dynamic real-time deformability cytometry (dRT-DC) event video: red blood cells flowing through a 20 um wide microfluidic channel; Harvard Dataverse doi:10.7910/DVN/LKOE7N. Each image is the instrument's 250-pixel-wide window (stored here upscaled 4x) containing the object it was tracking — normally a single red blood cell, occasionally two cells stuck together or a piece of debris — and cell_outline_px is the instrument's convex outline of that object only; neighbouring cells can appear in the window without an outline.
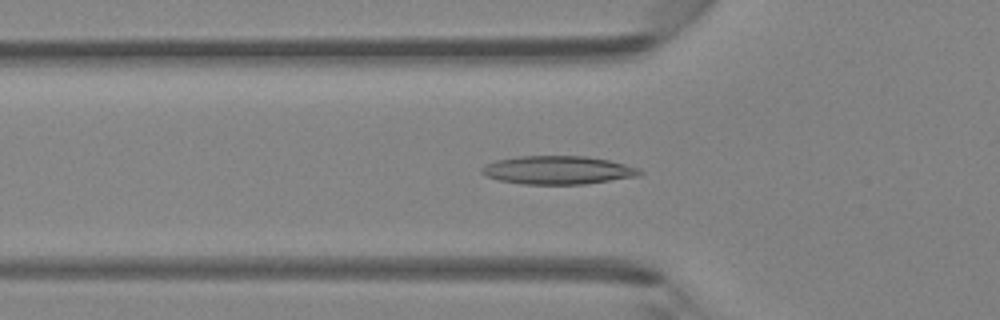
{"species": "Egyptian fruit bat (a non-hibernating species)", "species_latin": "Rousettus aegyptiacus", "temperature_condition": "room temperature", "stored_images_in_passage": 45, "camera_frame_rate_fps": 3000, "um_per_image_px": 0.085, "animal": {"sex": "female"}, "frame": {"image": 1, "passage_image": 15, "time_ms": 4.667, "image_size_px": [1000, 320], "cell_outline_px": [[644, 172], [640, 176], [584, 184], [524, 184], [500, 180], [484, 176], [480, 172], [480, 168], [496, 160], [520, 156], [584, 156], [608, 160], [640, 168]], "centroid_in_image_um": [47.43, 14.46], "position_along_channel_um": 78.4, "area_um2": 26.07}}
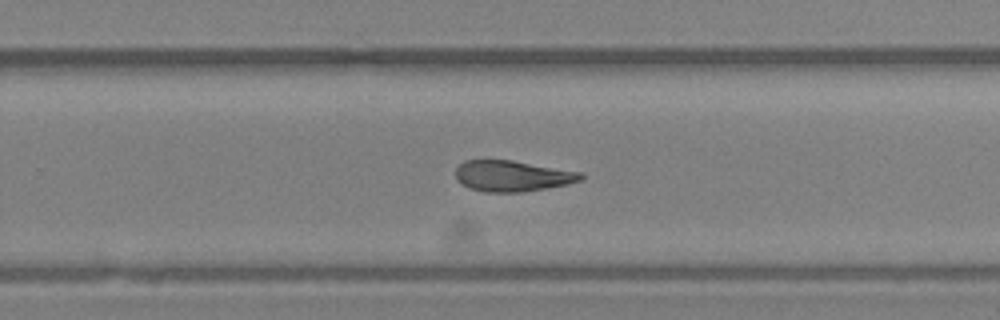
{"frame": {"image": 2, "passage_image": 29, "time_ms": 9.333, "image_size_px": [1000, 320], "cell_outline_px": [[584, 180], [568, 184], [524, 192], [484, 192], [460, 184], [456, 180], [456, 168], [464, 160], [512, 160], [584, 172]], "centroid_in_image_um": [43.59, 14.95], "position_along_channel_um": 286.2, "area_um2": 22.83}}
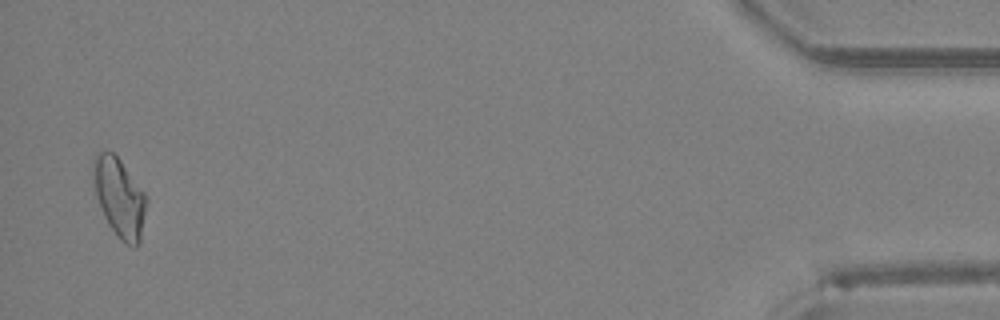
{"frame": {"image": 3, "passage_image": 44, "time_ms": 14.333, "image_size_px": [1000, 320], "cell_outline_px": [[144, 212], [140, 244], [136, 248], [132, 248], [124, 244], [120, 240], [108, 224], [104, 216], [96, 196], [92, 176], [92, 160], [96, 152], [104, 148], [112, 152], [120, 160], [144, 192]], "centroid_in_image_um": [10.09, 16.77], "position_along_channel_um": 425.1, "area_um2": 24.45}}